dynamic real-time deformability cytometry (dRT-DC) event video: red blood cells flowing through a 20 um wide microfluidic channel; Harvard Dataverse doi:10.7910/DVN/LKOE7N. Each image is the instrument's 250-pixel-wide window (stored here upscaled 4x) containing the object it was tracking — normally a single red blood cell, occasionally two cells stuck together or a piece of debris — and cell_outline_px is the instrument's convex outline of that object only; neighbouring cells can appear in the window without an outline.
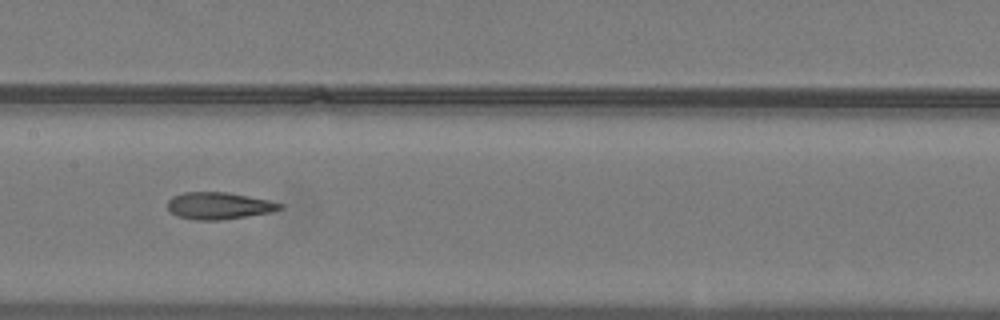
{"species": "common noctule bat (a hibernating species)", "species_latin": "Nyctalus noctula", "temperature_condition": "warm", "stored_images_in_passage": 44, "camera_frame_rate_fps": 3000, "um_per_image_px": 0.085, "animal": {"sex": "male", "body_mass_g": 19.2, "forearm_length_mm": 51.8}, "frame": {"image": 1, "passage_image": 26, "time_ms": 8.333, "image_size_px": [1000, 320], "cell_outline_px": [[284, 208], [272, 212], [220, 220], [196, 220], [176, 216], [168, 208], [168, 200], [172, 196], [184, 192], [228, 192], [268, 200], [284, 204]], "centroid_in_image_um": [18.61, 17.48], "position_along_channel_um": 188.8, "area_um2": 17.69}}
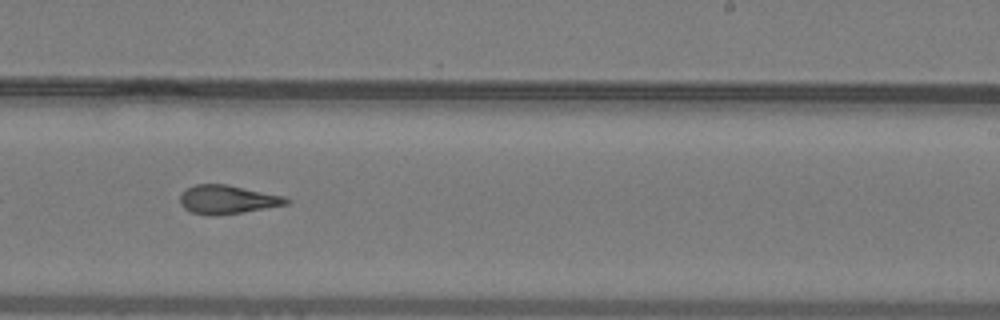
{"frame": {"image": 2, "passage_image": 32, "time_ms": 10.333, "image_size_px": [1000, 320], "cell_outline_px": [[292, 200], [288, 204], [240, 212], [212, 216], [192, 212], [184, 208], [180, 204], [180, 192], [196, 184], [228, 184], [288, 196]], "centroid_in_image_um": [19.36, 16.94], "position_along_channel_um": 269.6, "area_um2": 17.92}}